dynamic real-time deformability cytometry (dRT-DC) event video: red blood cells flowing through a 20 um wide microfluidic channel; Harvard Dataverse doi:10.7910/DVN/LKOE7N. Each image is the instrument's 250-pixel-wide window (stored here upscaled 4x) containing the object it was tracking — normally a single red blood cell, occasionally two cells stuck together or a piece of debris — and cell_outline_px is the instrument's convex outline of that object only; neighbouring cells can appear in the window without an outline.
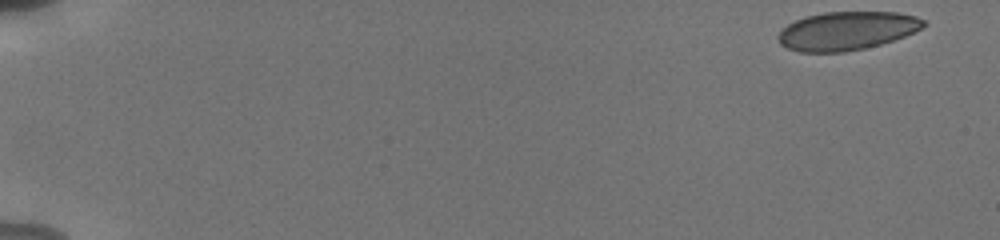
{"species": "human", "species_latin": "Homo sapiens", "temperature_condition": "cold", "stored_images_in_passage": 13, "camera_frame_rate_fps": 3000, "um_per_image_px": 0.085, "donor": {"sex": "male"}, "frame": {"image": 1, "passage_image": 1, "time_ms": 0.0, "image_size_px": [1000, 240], "cell_outline_px": [[928, 24], [904, 36], [880, 44], [864, 48], [844, 52], [800, 52], [788, 48], [780, 44], [776, 36], [788, 24], [804, 16], [824, 12], [896, 12], [916, 16], [924, 20]], "centroid_in_image_um": [71.96, 2.61], "position_along_channel_um": 13.0, "area_um2": 32.48}}